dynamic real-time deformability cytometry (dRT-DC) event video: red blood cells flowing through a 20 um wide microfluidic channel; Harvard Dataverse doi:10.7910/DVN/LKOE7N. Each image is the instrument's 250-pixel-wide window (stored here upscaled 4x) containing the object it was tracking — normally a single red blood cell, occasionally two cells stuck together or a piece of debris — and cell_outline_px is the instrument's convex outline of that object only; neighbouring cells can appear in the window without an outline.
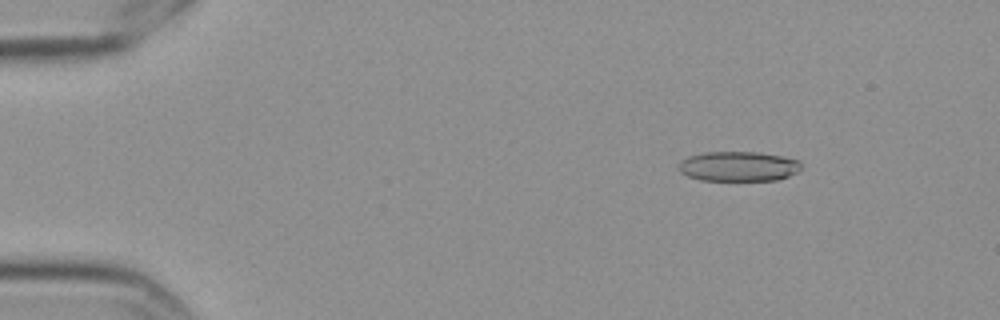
{"species": "Egyptian fruit bat (a non-hibernating species)", "species_latin": "Rousettus aegyptiacus", "temperature_condition": "cold", "stored_images_in_passage": 5, "camera_frame_rate_fps": 3000, "um_per_image_px": 0.085, "frame": {"image": 1, "passage_image": 1, "time_ms": 0.0, "image_size_px": [1000, 320], "cell_outline_px": [[800, 172], [776, 180], [700, 180], [688, 176], [680, 172], [680, 160], [688, 156], [704, 152], [756, 152], [784, 156], [796, 160], [800, 164]], "centroid_in_image_um": [62.76, 14.13], "position_along_channel_um": 22.2, "area_um2": 21.27}}
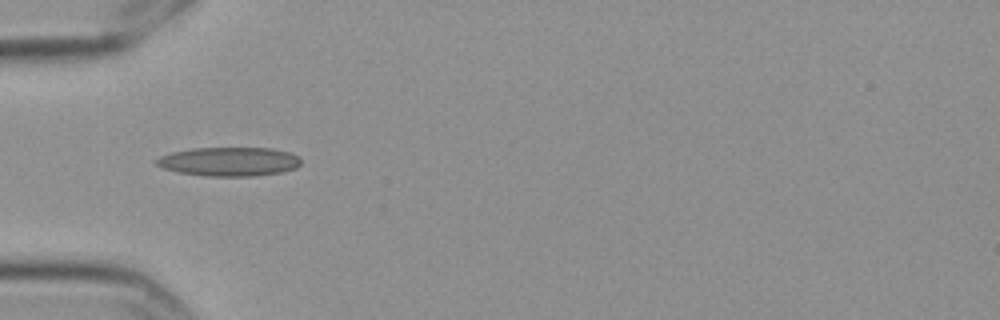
{"frame": {"image": 2, "passage_image": 4, "time_ms": 1.0, "image_size_px": [1000, 320], "cell_outline_px": [[300, 164], [296, 168], [280, 172], [252, 176], [204, 176], [180, 172], [164, 168], [156, 164], [156, 160], [160, 156], [172, 152], [192, 148], [272, 148], [292, 152], [300, 156]], "centroid_in_image_um": [19.52, 13.72], "position_along_channel_um": 65.5, "area_um2": 24.39}}
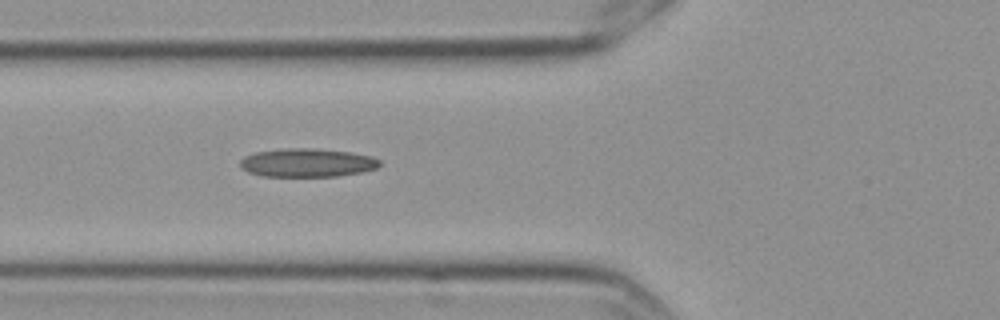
{"frame": {"image": 3, "passage_image": 5, "time_ms": 1.333, "image_size_px": [1000, 320], "cell_outline_px": [[380, 164], [376, 168], [364, 172], [336, 176], [260, 176], [248, 172], [240, 164], [240, 160], [244, 156], [256, 152], [284, 148], [316, 148], [348, 152], [372, 156], [380, 160]], "centroid_in_image_um": [26.12, 13.83], "position_along_channel_um": 99.7, "area_um2": 23.18}}